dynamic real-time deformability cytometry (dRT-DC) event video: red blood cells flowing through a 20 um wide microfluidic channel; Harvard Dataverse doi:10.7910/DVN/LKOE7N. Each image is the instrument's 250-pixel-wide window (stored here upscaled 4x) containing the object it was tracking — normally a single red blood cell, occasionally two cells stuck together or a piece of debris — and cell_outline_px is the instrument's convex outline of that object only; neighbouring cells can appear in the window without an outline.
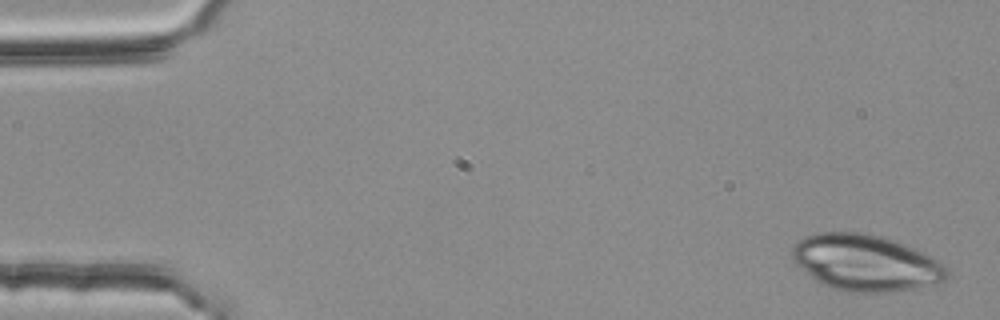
{"species": "common noctule bat (a hibernating species)", "species_latin": "Nyctalus noctula", "temperature_condition": "room temperature", "stored_images_in_passage": 4, "camera_frame_rate_fps": 3000, "um_per_image_px": 0.085, "animal": {"sex": "female", "body_mass_g": 25.1}, "frame": {"image": 1, "passage_image": 4, "time_ms": 1.0, "image_size_px": [1000, 320], "cell_outline_px": [[948, 280], [940, 284], [916, 288], [888, 292], [840, 292], [816, 280], [796, 264], [792, 260], [792, 248], [804, 236], [816, 232], [856, 232], [880, 236], [896, 240], [916, 248], [924, 252], [944, 264], [948, 268]], "centroid_in_image_um": [73.63, 22.34], "position_along_channel_um": 11.4, "area_um2": 51.21}}